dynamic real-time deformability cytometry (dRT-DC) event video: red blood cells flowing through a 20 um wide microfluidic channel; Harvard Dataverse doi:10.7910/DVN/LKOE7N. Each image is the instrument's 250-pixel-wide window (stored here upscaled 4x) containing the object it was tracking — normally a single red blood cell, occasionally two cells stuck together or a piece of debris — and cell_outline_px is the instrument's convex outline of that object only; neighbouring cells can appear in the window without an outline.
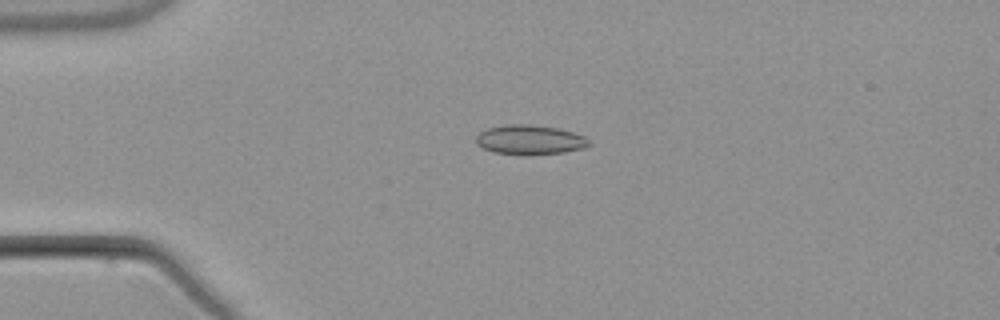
{"species": "common noctule bat (a hibernating species)", "species_latin": "Nyctalus noctula", "temperature_condition": "warm", "stored_images_in_passage": 4, "camera_frame_rate_fps": 3000, "um_per_image_px": 0.085, "animal": {"sex": "male", "body_mass_g": 21.5, "forearm_length_mm": 52.0}, "frame": {"image": 1, "passage_image": 2, "time_ms": 1.333, "image_size_px": [1000, 320], "cell_outline_px": [[592, 144], [584, 148], [564, 152], [528, 156], [524, 156], [492, 152], [476, 144], [476, 136], [480, 132], [488, 128], [504, 124], [528, 124], [556, 128], [572, 132], [584, 136]], "centroid_in_image_um": [45.02, 11.9], "position_along_channel_um": 40.0, "area_um2": 19.71}}
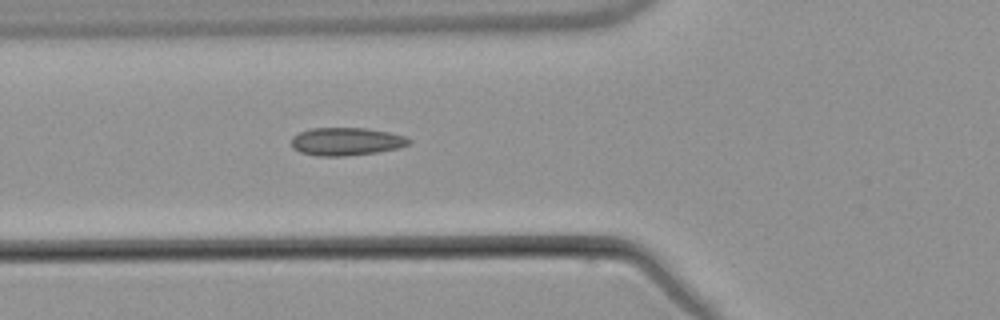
{"frame": {"image": 2, "passage_image": 4, "time_ms": 3.667, "image_size_px": [1000, 320], "cell_outline_px": [[412, 140], [408, 144], [400, 148], [376, 152], [344, 156], [320, 156], [300, 152], [292, 148], [292, 136], [308, 128], [368, 128], [388, 132], [404, 136]], "centroid_in_image_um": [29.42, 12.02], "position_along_channel_um": 96.4, "area_um2": 19.13}}